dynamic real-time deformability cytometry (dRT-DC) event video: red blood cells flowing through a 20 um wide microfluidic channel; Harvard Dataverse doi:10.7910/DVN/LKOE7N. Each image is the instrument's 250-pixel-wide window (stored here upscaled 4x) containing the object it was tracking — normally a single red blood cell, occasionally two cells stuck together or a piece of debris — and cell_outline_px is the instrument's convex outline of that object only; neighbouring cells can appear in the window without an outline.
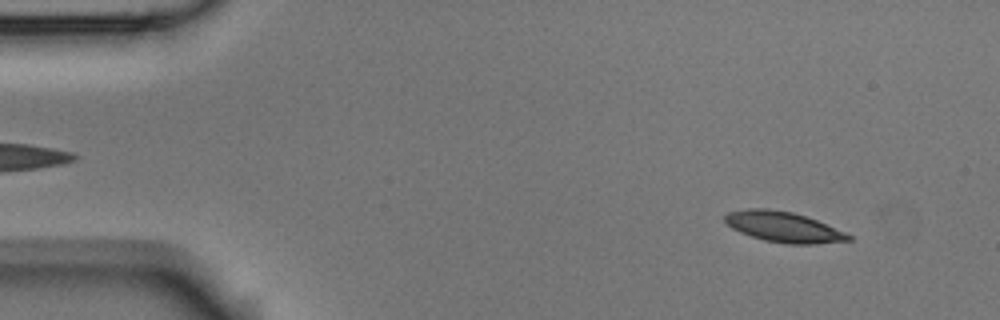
{"species": "Egyptian fruit bat (a non-hibernating species)", "species_latin": "Rousettus aegyptiacus", "temperature_condition": "room temperature", "stored_images_in_passage": 7, "camera_frame_rate_fps": 3000, "um_per_image_px": 0.085, "animal": {"sex": "male"}, "frame": {"image": 1, "passage_image": 1, "time_ms": 0.0, "image_size_px": [1000, 320], "cell_outline_px": [[852, 240], [816, 244], [784, 244], [764, 240], [740, 232], [732, 228], [724, 220], [724, 216], [728, 212], [748, 208], [768, 208], [792, 212], [816, 220], [844, 232], [852, 236]], "centroid_in_image_um": [66.58, 19.29], "position_along_channel_um": 18.4, "area_um2": 21.79}}
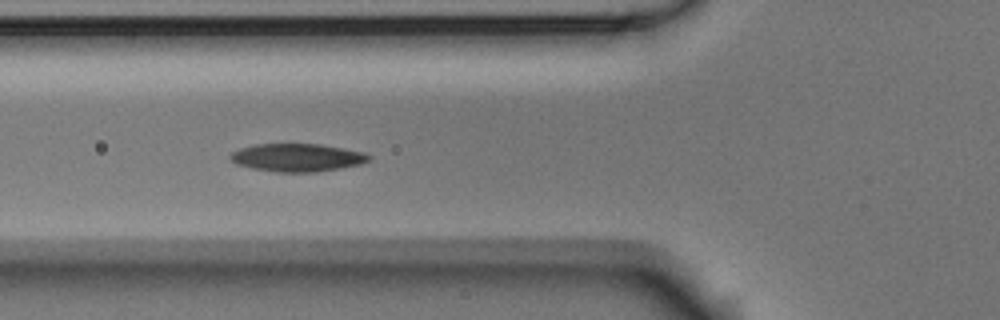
{"frame": {"image": 2, "passage_image": 5, "time_ms": 1.333, "image_size_px": [1000, 320], "cell_outline_px": [[372, 160], [360, 164], [340, 168], [316, 172], [276, 172], [252, 168], [236, 164], [228, 156], [232, 152], [240, 148], [252, 144], [320, 144], [344, 148], [364, 152], [372, 156]], "centroid_in_image_um": [25.28, 13.39], "position_along_channel_um": 100.5, "area_um2": 22.72}}
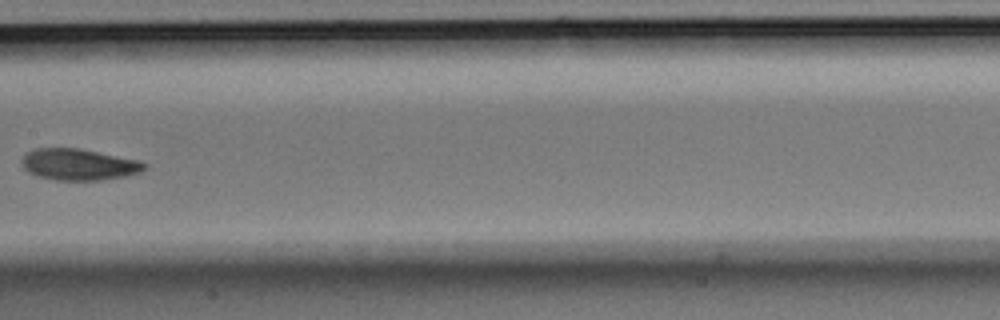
{"frame": {"image": 3, "passage_image": 7, "time_ms": 2.0, "image_size_px": [1000, 320], "cell_outline_px": [[148, 168], [140, 172], [124, 176], [100, 180], [56, 180], [40, 176], [28, 172], [24, 168], [20, 160], [28, 152], [36, 148], [76, 148], [136, 160], [148, 164]], "centroid_in_image_um": [6.68, 13.99], "position_along_channel_um": 200.7, "area_um2": 22.08}}